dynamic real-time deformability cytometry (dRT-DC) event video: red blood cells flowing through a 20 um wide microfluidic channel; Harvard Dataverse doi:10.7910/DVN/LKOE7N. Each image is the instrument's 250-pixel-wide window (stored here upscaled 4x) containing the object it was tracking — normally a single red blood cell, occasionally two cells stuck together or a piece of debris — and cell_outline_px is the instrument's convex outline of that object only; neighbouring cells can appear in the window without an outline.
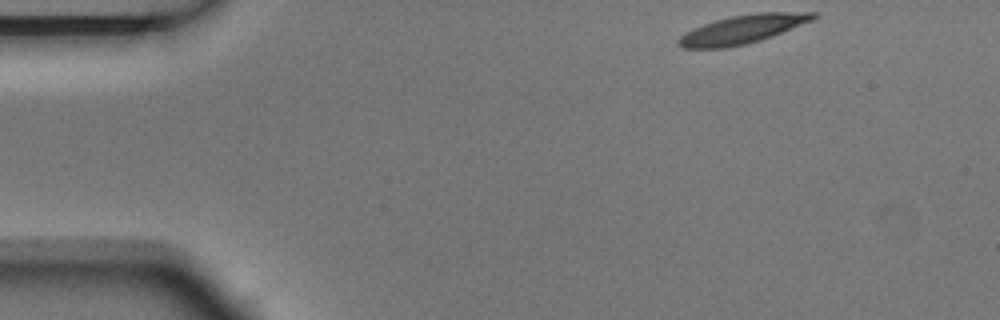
{"species": "Egyptian fruit bat (a non-hibernating species)", "species_latin": "Rousettus aegyptiacus", "temperature_condition": "room temperature", "stored_images_in_passage": 4, "camera_frame_rate_fps": 3000, "um_per_image_px": 0.085, "animal": {"sex": "male"}, "frame": {"image": 1, "passage_image": 1, "time_ms": 0.0, "image_size_px": [1000, 320], "cell_outline_px": [[816, 16], [812, 20], [772, 36], [760, 40], [744, 44], [724, 48], [684, 48], [676, 44], [676, 40], [680, 36], [704, 24], [716, 20], [732, 16], [756, 12], [816, 12]], "centroid_in_image_um": [63.1, 2.49], "position_along_channel_um": 21.9, "area_um2": 22.02}}
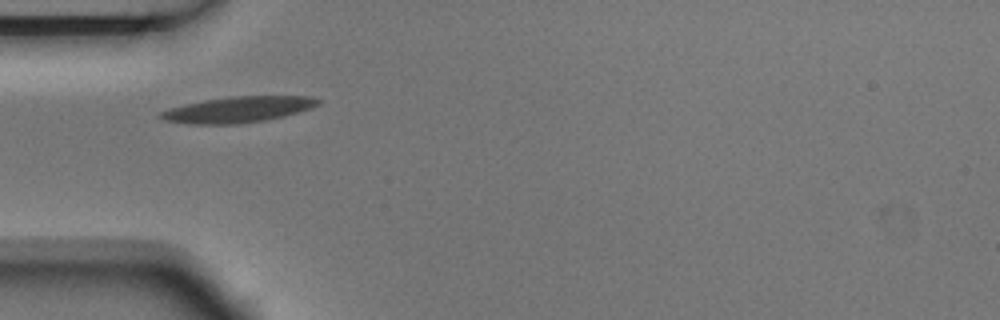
{"frame": {"image": 2, "passage_image": 4, "time_ms": 1.0, "image_size_px": [1000, 320], "cell_outline_px": [[320, 104], [312, 108], [284, 116], [268, 120], [236, 124], [192, 124], [164, 120], [160, 116], [160, 112], [172, 108], [204, 100], [232, 96], [312, 96], [320, 100]], "centroid_in_image_um": [20.31, 9.31], "position_along_channel_um": 64.7, "area_um2": 23.58}}